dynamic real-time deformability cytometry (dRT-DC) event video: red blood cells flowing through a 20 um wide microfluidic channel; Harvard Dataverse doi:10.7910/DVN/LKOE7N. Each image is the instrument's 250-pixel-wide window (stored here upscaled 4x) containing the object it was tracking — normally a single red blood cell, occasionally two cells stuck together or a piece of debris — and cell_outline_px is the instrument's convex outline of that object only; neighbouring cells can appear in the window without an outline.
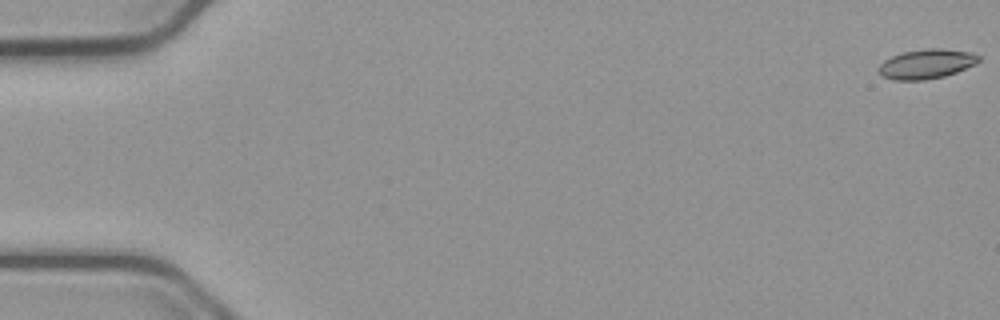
{"species": "common noctule bat (a hibernating species)", "species_latin": "Nyctalus noctula", "temperature_condition": "cold", "stored_images_in_passage": 55, "camera_frame_rate_fps": 3000, "um_per_image_px": 0.085, "animal": {"sex": "male", "body_mass_g": 23.1, "forearm_length_mm": 52.7}, "frame": {"image": 1, "passage_image": 1, "time_ms": 0.0, "image_size_px": [1000, 320], "cell_outline_px": [[980, 60], [976, 64], [956, 72], [944, 76], [924, 80], [896, 80], [884, 76], [876, 72], [876, 68], [884, 60], [892, 56], [904, 52], [924, 48], [940, 48], [968, 52], [980, 56]], "centroid_in_image_um": [78.72, 5.43], "position_along_channel_um": 6.3, "area_um2": 17.22}}
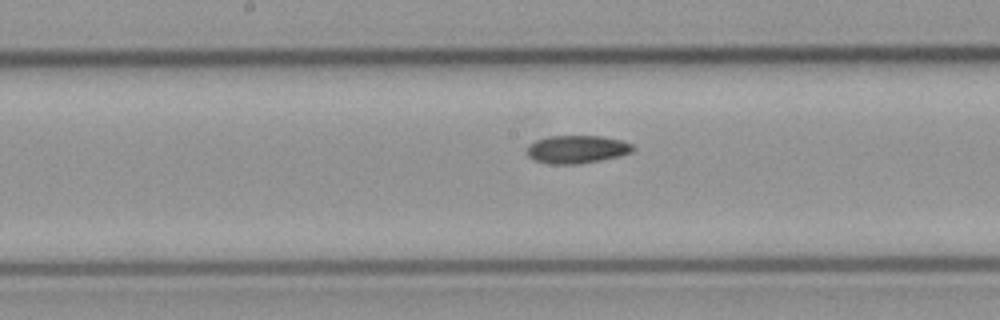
{"frame": {"image": 2, "passage_image": 29, "time_ms": 9.333, "image_size_px": [1000, 320], "cell_outline_px": [[636, 148], [632, 152], [620, 156], [600, 160], [576, 164], [548, 164], [532, 160], [528, 156], [528, 144], [536, 140], [552, 136], [600, 136], [620, 140], [632, 144]], "centroid_in_image_um": [49.03, 12.7], "position_along_channel_um": 199.2, "area_um2": 17.28}}
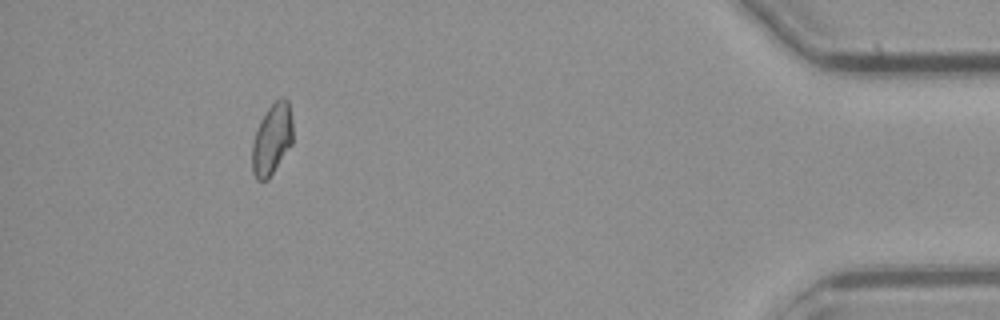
{"frame": {"image": 3, "passage_image": 51, "time_ms": 16.667, "image_size_px": [1000, 320], "cell_outline_px": [[292, 144], [268, 180], [256, 180], [252, 172], [252, 144], [256, 128], [260, 120], [268, 108], [280, 96], [284, 96], [288, 100], [292, 120]], "centroid_in_image_um": [23.11, 11.83], "position_along_channel_um": 412.1, "area_um2": 17.05}, "authors_computed_cell_mechanics": {"area_um2": 17.1666, "velocity_mm_per_s": 3.7626, "shape_relaxation_time_tau1_ms": null, "shape_relaxation_time_tau2_ms": 7.8219, "deformation_change_tau1": null, "deformation_change_tau2": 0.1133}}